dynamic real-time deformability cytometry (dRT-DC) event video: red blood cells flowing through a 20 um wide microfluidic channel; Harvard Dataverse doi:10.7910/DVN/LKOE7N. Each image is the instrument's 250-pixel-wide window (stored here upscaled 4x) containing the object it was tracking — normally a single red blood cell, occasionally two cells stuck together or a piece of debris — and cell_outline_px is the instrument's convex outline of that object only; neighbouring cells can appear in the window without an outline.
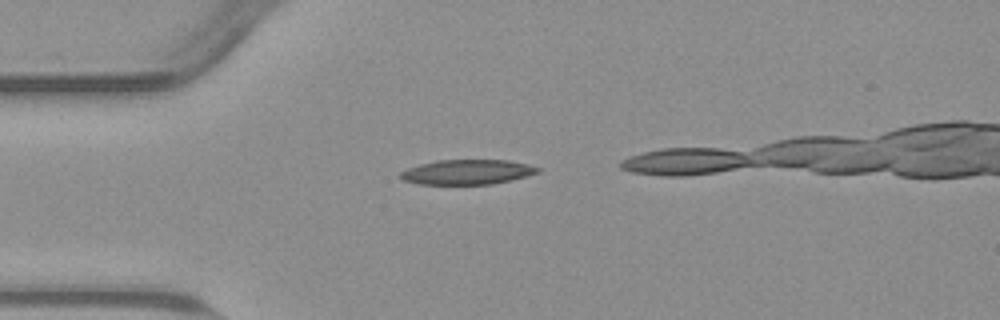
{"species": "common noctule bat (a hibernating species)", "species_latin": "Nyctalus noctula", "temperature_condition": "warm", "stored_images_in_passage": 32, "camera_frame_rate_fps": 3000, "um_per_image_px": 0.085, "animal": {"sex": "male", "body_mass_g": 23.1, "forearm_length_mm": 52.7}, "frame": {"image": 1, "passage_image": 2, "time_ms": 0.333, "image_size_px": [1000, 320], "cell_outline_px": [[540, 172], [512, 180], [492, 184], [420, 184], [404, 180], [396, 176], [400, 172], [408, 168], [420, 164], [436, 160], [508, 160], [528, 164], [540, 168]], "centroid_in_image_um": [39.71, 14.62], "position_along_channel_um": 45.3, "area_um2": 19.94}}
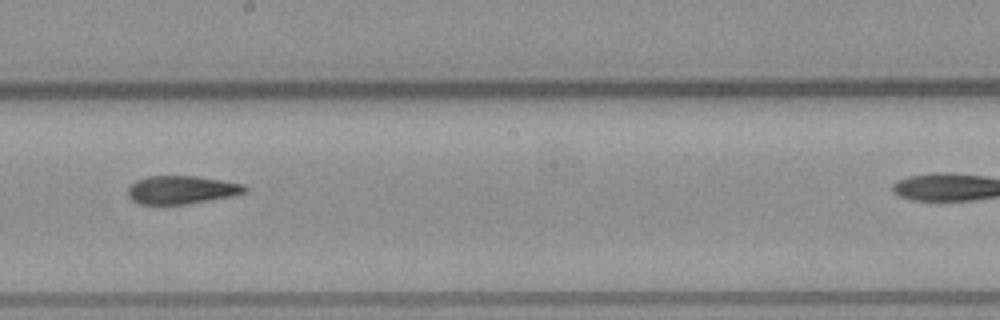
{"frame": {"image": 2, "passage_image": 18, "time_ms": 5.667, "image_size_px": [1000, 320], "cell_outline_px": [[248, 188], [244, 192], [232, 196], [188, 204], [140, 204], [132, 200], [128, 196], [128, 188], [136, 180], [148, 176], [196, 176], [244, 184]], "centroid_in_image_um": [15.42, 16.14], "position_along_channel_um": 232.8, "area_um2": 19.13}}
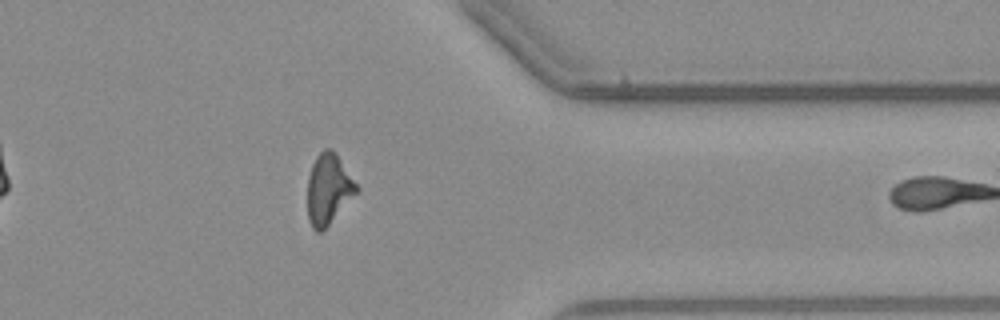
{"frame": {"image": 3, "passage_image": 31, "time_ms": 10.0, "image_size_px": [1000, 320], "cell_outline_px": [[360, 188], [328, 224], [320, 232], [316, 232], [312, 228], [308, 220], [308, 176], [312, 164], [316, 156], [324, 148], [332, 148], [336, 152]], "centroid_in_image_um": [27.91, 16.02], "position_along_channel_um": 383.5, "area_um2": 19.94}}